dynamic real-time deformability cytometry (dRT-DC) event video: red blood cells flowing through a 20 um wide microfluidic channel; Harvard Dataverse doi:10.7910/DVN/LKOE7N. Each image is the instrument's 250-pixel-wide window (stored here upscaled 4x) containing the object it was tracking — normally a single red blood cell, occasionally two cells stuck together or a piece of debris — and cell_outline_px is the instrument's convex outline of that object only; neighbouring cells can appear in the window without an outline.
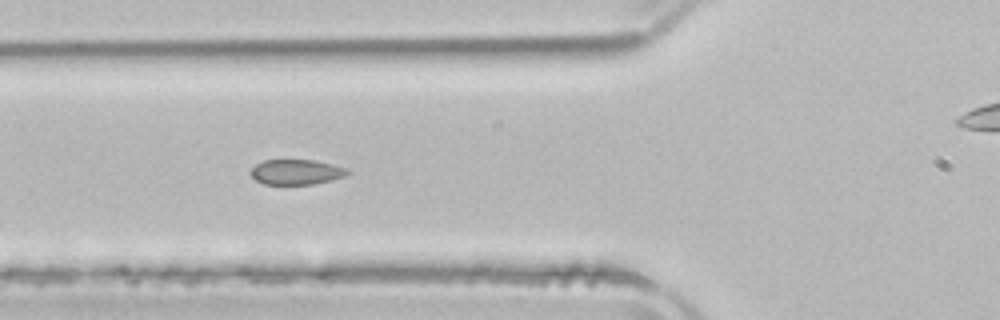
{"species": "common noctule bat (a hibernating species)", "species_latin": "Nyctalus noctula", "temperature_condition": "room temperature", "stored_images_in_passage": 3, "camera_frame_rate_fps": 3000, "um_per_image_px": 0.085, "animal": {"sex": "male", "body_mass_g": 21.5, "forearm_length_mm": 52.0}, "frame": {"image": 1, "passage_image": 2, "time_ms": 1.0, "image_size_px": [1000, 320], "cell_outline_px": [[352, 172], [344, 176], [312, 184], [264, 184], [256, 180], [252, 176], [252, 168], [256, 164], [264, 160], [312, 160], [332, 164], [348, 168]], "centroid_in_image_um": [25.2, 14.61], "position_along_channel_um": 100.6, "area_um2": 13.99}}
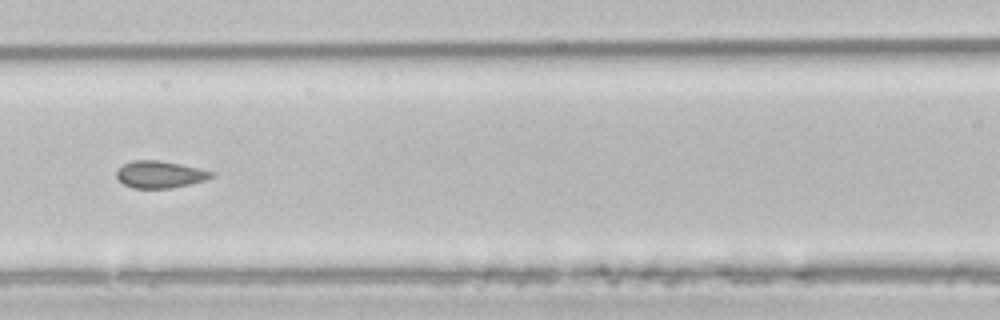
{"frame": {"image": 2, "passage_image": 3, "time_ms": 2.333, "image_size_px": [1000, 320], "cell_outline_px": [[216, 176], [204, 180], [172, 188], [136, 188], [124, 184], [116, 176], [116, 172], [124, 164], [132, 160], [160, 160], [180, 164], [212, 172]], "centroid_in_image_um": [13.58, 14.82], "position_along_channel_um": 153.0, "area_um2": 14.68}}